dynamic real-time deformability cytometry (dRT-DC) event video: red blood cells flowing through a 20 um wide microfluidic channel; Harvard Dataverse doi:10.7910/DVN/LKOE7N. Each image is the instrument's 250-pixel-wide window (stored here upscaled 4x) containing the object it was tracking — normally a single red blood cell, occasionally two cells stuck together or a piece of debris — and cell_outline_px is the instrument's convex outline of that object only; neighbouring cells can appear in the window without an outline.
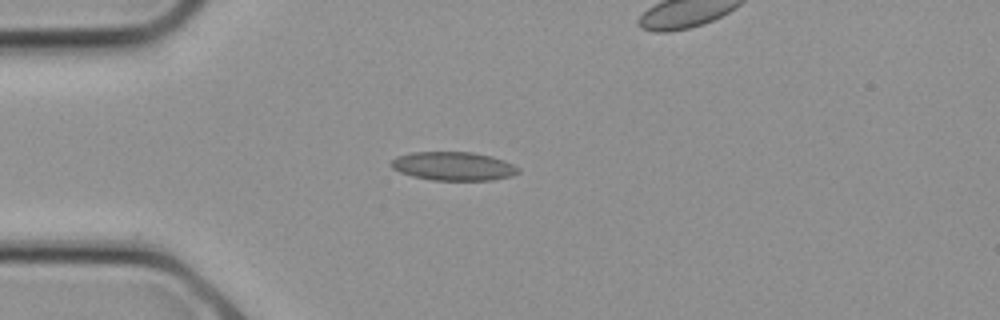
{"species": "common noctule bat (a hibernating species)", "species_latin": "Nyctalus noctula", "temperature_condition": "cold", "stored_images_in_passage": 6, "segment_of_instrument_passage": [1, 2], "camera_frame_rate_fps": 3000, "um_per_image_px": 0.085, "animal": {"sex": "female", "body_mass_g": 21.9}, "frame": {"image": 1, "passage_image": 4, "time_ms": 1.0, "image_size_px": [1000, 320], "cell_outline_px": [[520, 172], [512, 176], [492, 180], [432, 180], [412, 176], [400, 172], [392, 168], [388, 164], [396, 156], [412, 152], [472, 152], [492, 156], [504, 160], [520, 168]], "centroid_in_image_um": [38.53, 14.12], "position_along_channel_um": 46.5, "area_um2": 21.39}}